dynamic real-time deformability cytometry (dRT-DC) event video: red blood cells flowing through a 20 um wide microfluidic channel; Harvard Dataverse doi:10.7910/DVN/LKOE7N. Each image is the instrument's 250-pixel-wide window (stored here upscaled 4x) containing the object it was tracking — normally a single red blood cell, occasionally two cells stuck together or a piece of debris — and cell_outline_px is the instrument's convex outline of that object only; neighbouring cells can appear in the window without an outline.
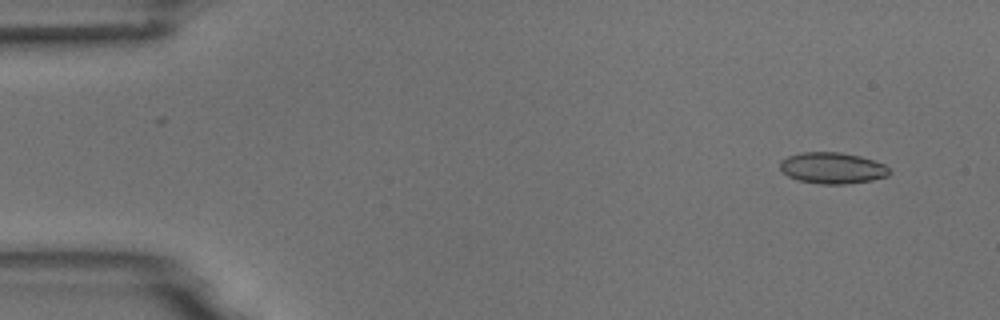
{"species": "common noctule bat (a hibernating species)", "species_latin": "Nyctalus noctula", "temperature_condition": "room temperature", "stored_images_in_passage": 9, "camera_frame_rate_fps": 3000, "um_per_image_px": 0.085, "animal": {"sex": "male", "body_mass_g": 18.8}, "frame": {"image": 1, "passage_image": 1, "time_ms": 0.0, "image_size_px": [1000, 320], "cell_outline_px": [[888, 176], [872, 180], [848, 184], [820, 184], [800, 180], [788, 176], [780, 168], [780, 160], [788, 156], [800, 152], [840, 152], [860, 156], [884, 164], [888, 168]], "centroid_in_image_um": [70.73, 14.28], "position_along_channel_um": 14.3, "area_um2": 19.83}}
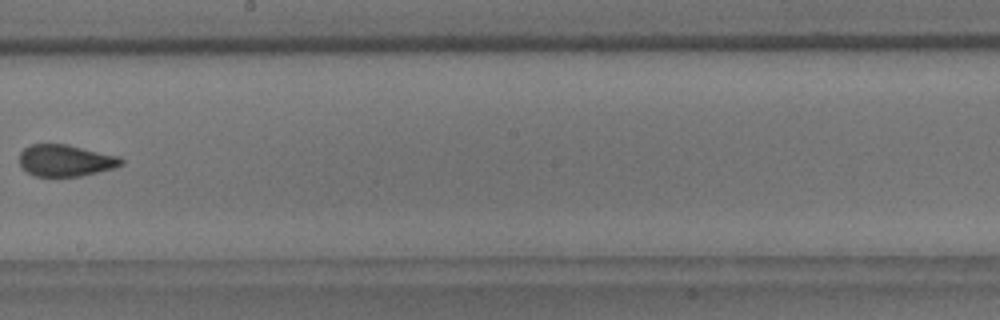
{"frame": {"image": 2, "passage_image": 8, "time_ms": 9.0, "image_size_px": [1000, 320], "cell_outline_px": [[124, 164], [116, 168], [80, 176], [36, 176], [28, 172], [20, 164], [20, 152], [24, 148], [32, 144], [68, 144], [120, 156], [124, 160]], "centroid_in_image_um": [5.63, 13.63], "position_along_channel_um": 242.6, "area_um2": 18.9}}
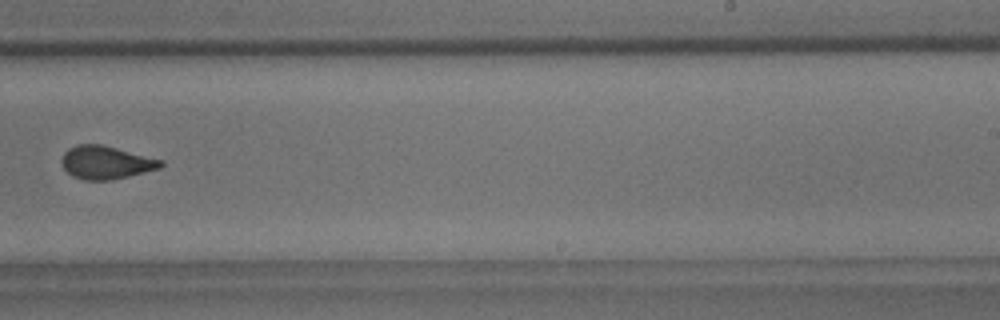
{"frame": {"image": 3, "passage_image": 9, "time_ms": 10.0, "image_size_px": [1000, 320], "cell_outline_px": [[164, 164], [160, 168], [112, 180], [84, 180], [72, 176], [64, 168], [60, 160], [64, 152], [68, 148], [76, 144], [100, 144], [164, 160]], "centroid_in_image_um": [8.99, 13.81], "position_along_channel_um": 280.0, "area_um2": 19.13}}